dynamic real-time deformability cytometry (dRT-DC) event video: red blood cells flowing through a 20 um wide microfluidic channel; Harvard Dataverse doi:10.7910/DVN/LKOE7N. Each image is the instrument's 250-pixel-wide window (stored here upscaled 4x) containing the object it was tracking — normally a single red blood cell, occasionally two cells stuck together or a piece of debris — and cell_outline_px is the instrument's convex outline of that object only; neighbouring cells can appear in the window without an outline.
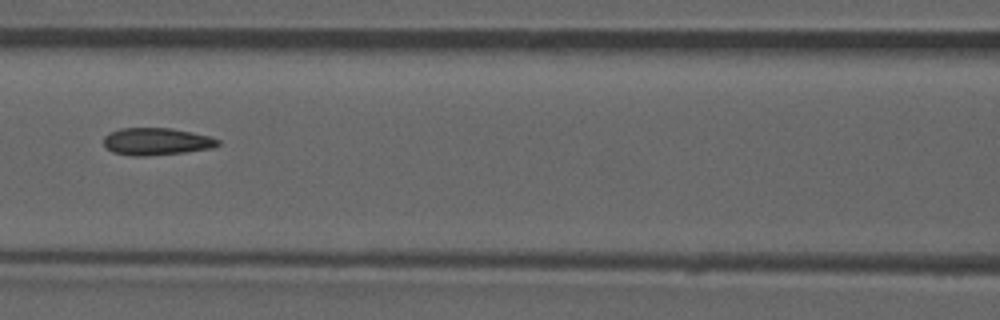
{"species": "common noctule bat (a hibernating species)", "species_latin": "Nyctalus noctula", "temperature_condition": "room temperature", "stored_images_in_passage": 52, "camera_frame_rate_fps": 3000, "um_per_image_px": 0.085, "animal": {"sex": "male", "forearm_length_mm": 52.5}, "frame": {"image": 1, "passage_image": 23, "time_ms": 7.333, "image_size_px": [1000, 320], "cell_outline_px": [[220, 144], [212, 148], [184, 152], [144, 156], [132, 156], [112, 152], [104, 144], [104, 136], [120, 128], [172, 128], [192, 132], [208, 136], [220, 140]], "centroid_in_image_um": [13.3, 12.02], "position_along_channel_um": 153.3, "area_um2": 18.03}, "authors_computed_cell_mechanics": {"area_um2": 18.3226, "velocity_mm_per_s": 3.9145, "shape_relaxation_time_tau1_ms": null, "shape_relaxation_time_tau2_ms": 2.7029, "deformation_change_tau1": null, "deformation_change_tau2": 0.0968}}